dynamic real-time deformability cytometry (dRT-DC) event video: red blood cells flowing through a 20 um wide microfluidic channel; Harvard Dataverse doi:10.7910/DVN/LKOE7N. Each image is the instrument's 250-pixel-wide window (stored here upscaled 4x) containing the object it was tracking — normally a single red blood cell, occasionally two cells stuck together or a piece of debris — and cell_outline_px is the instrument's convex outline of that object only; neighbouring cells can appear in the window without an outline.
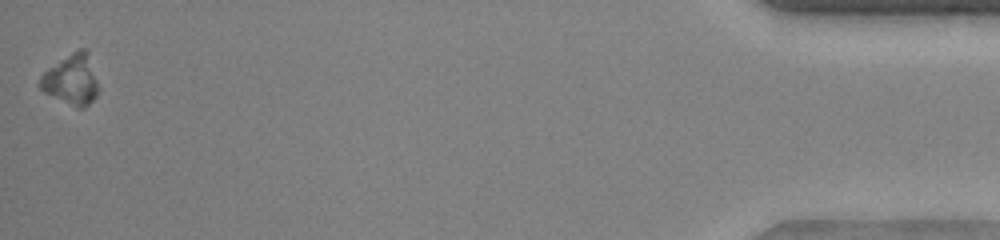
{"species": "human", "species_latin": "Homo sapiens", "temperature_condition": "warm", "stored_images_in_passage": 39, "camera_frame_rate_fps": 3000, "um_per_image_px": 0.085, "donor": {"sex": "female"}, "frame": {"image": 1, "passage_image": 39, "time_ms": 12.667, "image_size_px": [1000, 240], "cell_outline_px": [[96, 96], [84, 108], [76, 108], [44, 92], [40, 88], [40, 76], [48, 68], [72, 52], [80, 48], [84, 48], [88, 52], [96, 80]], "centroid_in_image_um": [6.05, 6.77], "position_along_channel_um": 429.1, "area_um2": 16.7}}